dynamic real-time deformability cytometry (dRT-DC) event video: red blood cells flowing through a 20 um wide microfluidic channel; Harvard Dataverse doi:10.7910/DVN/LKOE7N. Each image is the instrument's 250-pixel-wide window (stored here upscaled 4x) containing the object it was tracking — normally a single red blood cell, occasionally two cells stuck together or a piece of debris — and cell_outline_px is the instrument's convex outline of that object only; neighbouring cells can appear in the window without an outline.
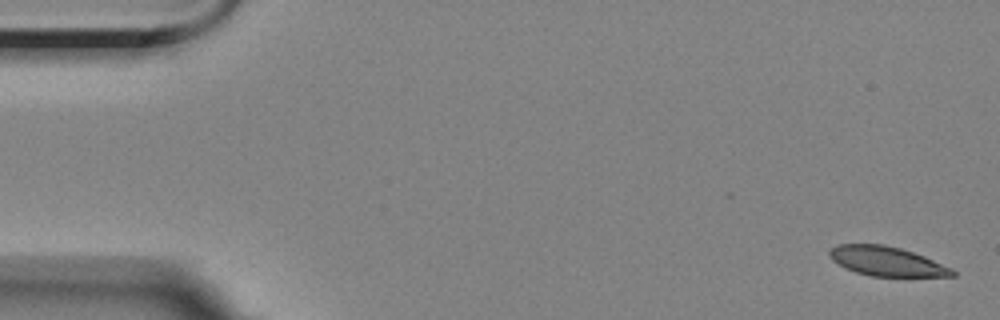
{"species": "Egyptian fruit bat (a non-hibernating species)", "species_latin": "Rousettus aegyptiacus", "temperature_condition": "room temperature", "stored_images_in_passage": 3, "camera_frame_rate_fps": 3000, "um_per_image_px": 0.085, "animal": {"sex": "female"}, "frame": {"image": 1, "passage_image": 1, "time_ms": 0.0, "image_size_px": [1000, 320], "cell_outline_px": [[956, 276], [872, 276], [856, 272], [844, 268], [832, 260], [828, 256], [828, 252], [832, 248], [840, 244], [884, 244], [900, 248], [924, 256], [952, 268], [956, 272]], "centroid_in_image_um": [75.35, 22.21], "position_along_channel_um": 9.6, "area_um2": 20.98}}